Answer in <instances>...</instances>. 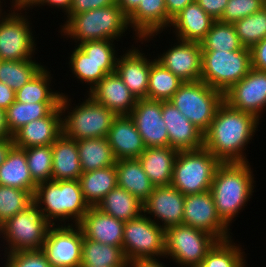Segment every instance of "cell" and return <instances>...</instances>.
Wrapping results in <instances>:
<instances>
[{"label": "cell", "mask_w": 266, "mask_h": 267, "mask_svg": "<svg viewBox=\"0 0 266 267\" xmlns=\"http://www.w3.org/2000/svg\"><path fill=\"white\" fill-rule=\"evenodd\" d=\"M261 122L253 114L231 108L223 101L204 133L203 147L221 163L249 162L246 150L260 131Z\"/></svg>", "instance_id": "1"}, {"label": "cell", "mask_w": 266, "mask_h": 267, "mask_svg": "<svg viewBox=\"0 0 266 267\" xmlns=\"http://www.w3.org/2000/svg\"><path fill=\"white\" fill-rule=\"evenodd\" d=\"M252 168L250 162H229L221 163L215 171L210 191L219 217L230 228L256 192Z\"/></svg>", "instance_id": "2"}, {"label": "cell", "mask_w": 266, "mask_h": 267, "mask_svg": "<svg viewBox=\"0 0 266 267\" xmlns=\"http://www.w3.org/2000/svg\"><path fill=\"white\" fill-rule=\"evenodd\" d=\"M130 31L133 34L132 43L139 42L140 39L130 30L128 17L117 2L108 7L73 15L60 29L58 28L60 39H70L69 43L72 42L74 45L93 40H116L118 43L127 33L128 36Z\"/></svg>", "instance_id": "3"}, {"label": "cell", "mask_w": 266, "mask_h": 267, "mask_svg": "<svg viewBox=\"0 0 266 267\" xmlns=\"http://www.w3.org/2000/svg\"><path fill=\"white\" fill-rule=\"evenodd\" d=\"M33 202L51 225L79 224L90 208L79 180L41 182L36 186Z\"/></svg>", "instance_id": "4"}, {"label": "cell", "mask_w": 266, "mask_h": 267, "mask_svg": "<svg viewBox=\"0 0 266 267\" xmlns=\"http://www.w3.org/2000/svg\"><path fill=\"white\" fill-rule=\"evenodd\" d=\"M73 102L70 94L64 91L60 100L62 134L74 140L107 137L117 115L86 93L82 102Z\"/></svg>", "instance_id": "5"}, {"label": "cell", "mask_w": 266, "mask_h": 267, "mask_svg": "<svg viewBox=\"0 0 266 267\" xmlns=\"http://www.w3.org/2000/svg\"><path fill=\"white\" fill-rule=\"evenodd\" d=\"M115 44V40L85 41L75 45L70 55L67 53L70 77L82 86L85 84L86 94L107 74L115 72L117 58L122 53L118 43Z\"/></svg>", "instance_id": "6"}, {"label": "cell", "mask_w": 266, "mask_h": 267, "mask_svg": "<svg viewBox=\"0 0 266 267\" xmlns=\"http://www.w3.org/2000/svg\"><path fill=\"white\" fill-rule=\"evenodd\" d=\"M9 4L8 9L0 10V60L38 59L35 54L39 37L35 38L29 10L21 3Z\"/></svg>", "instance_id": "7"}, {"label": "cell", "mask_w": 266, "mask_h": 267, "mask_svg": "<svg viewBox=\"0 0 266 267\" xmlns=\"http://www.w3.org/2000/svg\"><path fill=\"white\" fill-rule=\"evenodd\" d=\"M51 224L32 202L0 225V254L40 250ZM4 246V247H2Z\"/></svg>", "instance_id": "8"}, {"label": "cell", "mask_w": 266, "mask_h": 267, "mask_svg": "<svg viewBox=\"0 0 266 267\" xmlns=\"http://www.w3.org/2000/svg\"><path fill=\"white\" fill-rule=\"evenodd\" d=\"M221 162L204 147L179 151L174 162L171 184L184 195L209 191Z\"/></svg>", "instance_id": "9"}, {"label": "cell", "mask_w": 266, "mask_h": 267, "mask_svg": "<svg viewBox=\"0 0 266 267\" xmlns=\"http://www.w3.org/2000/svg\"><path fill=\"white\" fill-rule=\"evenodd\" d=\"M251 51H202L201 81L225 93L251 69Z\"/></svg>", "instance_id": "10"}, {"label": "cell", "mask_w": 266, "mask_h": 267, "mask_svg": "<svg viewBox=\"0 0 266 267\" xmlns=\"http://www.w3.org/2000/svg\"><path fill=\"white\" fill-rule=\"evenodd\" d=\"M169 101L205 133L224 101V94L201 80L184 82Z\"/></svg>", "instance_id": "11"}, {"label": "cell", "mask_w": 266, "mask_h": 267, "mask_svg": "<svg viewBox=\"0 0 266 267\" xmlns=\"http://www.w3.org/2000/svg\"><path fill=\"white\" fill-rule=\"evenodd\" d=\"M219 240L211 234L187 225L165 230V258L178 267H192L202 263ZM177 263V264H175Z\"/></svg>", "instance_id": "12"}, {"label": "cell", "mask_w": 266, "mask_h": 267, "mask_svg": "<svg viewBox=\"0 0 266 267\" xmlns=\"http://www.w3.org/2000/svg\"><path fill=\"white\" fill-rule=\"evenodd\" d=\"M122 251L128 262L162 259L165 256V230L143 213L125 222Z\"/></svg>", "instance_id": "13"}, {"label": "cell", "mask_w": 266, "mask_h": 267, "mask_svg": "<svg viewBox=\"0 0 266 267\" xmlns=\"http://www.w3.org/2000/svg\"><path fill=\"white\" fill-rule=\"evenodd\" d=\"M83 240L78 224L51 225L41 250L52 267H79Z\"/></svg>", "instance_id": "14"}, {"label": "cell", "mask_w": 266, "mask_h": 267, "mask_svg": "<svg viewBox=\"0 0 266 267\" xmlns=\"http://www.w3.org/2000/svg\"><path fill=\"white\" fill-rule=\"evenodd\" d=\"M182 224L207 232L219 241L233 238L232 229L218 215L210 190L185 195Z\"/></svg>", "instance_id": "15"}, {"label": "cell", "mask_w": 266, "mask_h": 267, "mask_svg": "<svg viewBox=\"0 0 266 267\" xmlns=\"http://www.w3.org/2000/svg\"><path fill=\"white\" fill-rule=\"evenodd\" d=\"M166 45V50L160 54H153L156 60L165 68L179 77L183 82L201 80L202 71V47L199 42L183 41L177 38Z\"/></svg>", "instance_id": "16"}, {"label": "cell", "mask_w": 266, "mask_h": 267, "mask_svg": "<svg viewBox=\"0 0 266 267\" xmlns=\"http://www.w3.org/2000/svg\"><path fill=\"white\" fill-rule=\"evenodd\" d=\"M224 102L262 121L266 111V71L251 68L243 79L224 93Z\"/></svg>", "instance_id": "17"}, {"label": "cell", "mask_w": 266, "mask_h": 267, "mask_svg": "<svg viewBox=\"0 0 266 267\" xmlns=\"http://www.w3.org/2000/svg\"><path fill=\"white\" fill-rule=\"evenodd\" d=\"M140 45L148 46L140 40L135 45L124 47L122 54L117 58L115 70L137 100L147 99L151 58V55L148 53L146 55Z\"/></svg>", "instance_id": "18"}, {"label": "cell", "mask_w": 266, "mask_h": 267, "mask_svg": "<svg viewBox=\"0 0 266 267\" xmlns=\"http://www.w3.org/2000/svg\"><path fill=\"white\" fill-rule=\"evenodd\" d=\"M184 198L185 195L172 185L154 186L150 196L143 202V213L164 230L180 225Z\"/></svg>", "instance_id": "19"}, {"label": "cell", "mask_w": 266, "mask_h": 267, "mask_svg": "<svg viewBox=\"0 0 266 267\" xmlns=\"http://www.w3.org/2000/svg\"><path fill=\"white\" fill-rule=\"evenodd\" d=\"M135 122L145 148L169 146V136L162 119V101L138 99L129 115Z\"/></svg>", "instance_id": "20"}, {"label": "cell", "mask_w": 266, "mask_h": 267, "mask_svg": "<svg viewBox=\"0 0 266 267\" xmlns=\"http://www.w3.org/2000/svg\"><path fill=\"white\" fill-rule=\"evenodd\" d=\"M172 19L167 15L165 0H142L138 8L128 17L132 32L145 43L158 41L169 29ZM156 38V39H155Z\"/></svg>", "instance_id": "21"}, {"label": "cell", "mask_w": 266, "mask_h": 267, "mask_svg": "<svg viewBox=\"0 0 266 267\" xmlns=\"http://www.w3.org/2000/svg\"><path fill=\"white\" fill-rule=\"evenodd\" d=\"M162 119L169 136V146L178 151L203 148L204 133L190 122L170 101H162Z\"/></svg>", "instance_id": "22"}, {"label": "cell", "mask_w": 266, "mask_h": 267, "mask_svg": "<svg viewBox=\"0 0 266 267\" xmlns=\"http://www.w3.org/2000/svg\"><path fill=\"white\" fill-rule=\"evenodd\" d=\"M88 95L98 104L104 105L117 116L130 115L137 99L115 72L107 74Z\"/></svg>", "instance_id": "23"}, {"label": "cell", "mask_w": 266, "mask_h": 267, "mask_svg": "<svg viewBox=\"0 0 266 267\" xmlns=\"http://www.w3.org/2000/svg\"><path fill=\"white\" fill-rule=\"evenodd\" d=\"M62 134L60 105L48 116L24 125L13 134L14 146L21 149L52 145Z\"/></svg>", "instance_id": "24"}, {"label": "cell", "mask_w": 266, "mask_h": 267, "mask_svg": "<svg viewBox=\"0 0 266 267\" xmlns=\"http://www.w3.org/2000/svg\"><path fill=\"white\" fill-rule=\"evenodd\" d=\"M124 224L125 222L100 211L98 208L90 207L78 225L85 238L122 247Z\"/></svg>", "instance_id": "25"}, {"label": "cell", "mask_w": 266, "mask_h": 267, "mask_svg": "<svg viewBox=\"0 0 266 267\" xmlns=\"http://www.w3.org/2000/svg\"><path fill=\"white\" fill-rule=\"evenodd\" d=\"M214 19L194 1L172 18L166 33L183 41L201 42L210 30ZM172 27V28H171ZM172 31V32H171Z\"/></svg>", "instance_id": "26"}, {"label": "cell", "mask_w": 266, "mask_h": 267, "mask_svg": "<svg viewBox=\"0 0 266 267\" xmlns=\"http://www.w3.org/2000/svg\"><path fill=\"white\" fill-rule=\"evenodd\" d=\"M106 138L116 160L138 158L145 150L142 137L129 115L117 116Z\"/></svg>", "instance_id": "27"}, {"label": "cell", "mask_w": 266, "mask_h": 267, "mask_svg": "<svg viewBox=\"0 0 266 267\" xmlns=\"http://www.w3.org/2000/svg\"><path fill=\"white\" fill-rule=\"evenodd\" d=\"M82 173L77 141L61 134L52 144L51 180H79Z\"/></svg>", "instance_id": "28"}, {"label": "cell", "mask_w": 266, "mask_h": 267, "mask_svg": "<svg viewBox=\"0 0 266 267\" xmlns=\"http://www.w3.org/2000/svg\"><path fill=\"white\" fill-rule=\"evenodd\" d=\"M178 150L167 147L145 148L138 157L143 170L154 186H169Z\"/></svg>", "instance_id": "29"}, {"label": "cell", "mask_w": 266, "mask_h": 267, "mask_svg": "<svg viewBox=\"0 0 266 267\" xmlns=\"http://www.w3.org/2000/svg\"><path fill=\"white\" fill-rule=\"evenodd\" d=\"M0 185L34 194L37 183L30 174L24 149L16 146L10 149L6 160L0 166Z\"/></svg>", "instance_id": "30"}, {"label": "cell", "mask_w": 266, "mask_h": 267, "mask_svg": "<svg viewBox=\"0 0 266 267\" xmlns=\"http://www.w3.org/2000/svg\"><path fill=\"white\" fill-rule=\"evenodd\" d=\"M116 173L118 186L141 202H144L154 189L138 158L117 160Z\"/></svg>", "instance_id": "31"}, {"label": "cell", "mask_w": 266, "mask_h": 267, "mask_svg": "<svg viewBox=\"0 0 266 267\" xmlns=\"http://www.w3.org/2000/svg\"><path fill=\"white\" fill-rule=\"evenodd\" d=\"M53 75L45 65L28 83L15 92V100L21 103H60L63 91L54 89Z\"/></svg>", "instance_id": "32"}, {"label": "cell", "mask_w": 266, "mask_h": 267, "mask_svg": "<svg viewBox=\"0 0 266 267\" xmlns=\"http://www.w3.org/2000/svg\"><path fill=\"white\" fill-rule=\"evenodd\" d=\"M79 181L85 202L89 207H96L108 192L118 185L116 164L103 169L83 172Z\"/></svg>", "instance_id": "33"}, {"label": "cell", "mask_w": 266, "mask_h": 267, "mask_svg": "<svg viewBox=\"0 0 266 267\" xmlns=\"http://www.w3.org/2000/svg\"><path fill=\"white\" fill-rule=\"evenodd\" d=\"M96 208L123 222L143 214V202L118 185L108 192Z\"/></svg>", "instance_id": "34"}, {"label": "cell", "mask_w": 266, "mask_h": 267, "mask_svg": "<svg viewBox=\"0 0 266 267\" xmlns=\"http://www.w3.org/2000/svg\"><path fill=\"white\" fill-rule=\"evenodd\" d=\"M83 172L103 169L116 164V158L106 137L76 140Z\"/></svg>", "instance_id": "35"}, {"label": "cell", "mask_w": 266, "mask_h": 267, "mask_svg": "<svg viewBox=\"0 0 266 267\" xmlns=\"http://www.w3.org/2000/svg\"><path fill=\"white\" fill-rule=\"evenodd\" d=\"M122 247L103 244L84 237L81 265L101 267H127Z\"/></svg>", "instance_id": "36"}, {"label": "cell", "mask_w": 266, "mask_h": 267, "mask_svg": "<svg viewBox=\"0 0 266 267\" xmlns=\"http://www.w3.org/2000/svg\"><path fill=\"white\" fill-rule=\"evenodd\" d=\"M183 83L179 77L151 56L147 99L169 101Z\"/></svg>", "instance_id": "37"}, {"label": "cell", "mask_w": 266, "mask_h": 267, "mask_svg": "<svg viewBox=\"0 0 266 267\" xmlns=\"http://www.w3.org/2000/svg\"><path fill=\"white\" fill-rule=\"evenodd\" d=\"M44 66L36 59L0 60V81L17 92Z\"/></svg>", "instance_id": "38"}, {"label": "cell", "mask_w": 266, "mask_h": 267, "mask_svg": "<svg viewBox=\"0 0 266 267\" xmlns=\"http://www.w3.org/2000/svg\"><path fill=\"white\" fill-rule=\"evenodd\" d=\"M231 238L218 241L203 259L206 267H249L244 245ZM243 247V248H242Z\"/></svg>", "instance_id": "39"}, {"label": "cell", "mask_w": 266, "mask_h": 267, "mask_svg": "<svg viewBox=\"0 0 266 267\" xmlns=\"http://www.w3.org/2000/svg\"><path fill=\"white\" fill-rule=\"evenodd\" d=\"M60 103H21L14 101L6 109L8 129L13 135L33 120L48 116Z\"/></svg>", "instance_id": "40"}, {"label": "cell", "mask_w": 266, "mask_h": 267, "mask_svg": "<svg viewBox=\"0 0 266 267\" xmlns=\"http://www.w3.org/2000/svg\"><path fill=\"white\" fill-rule=\"evenodd\" d=\"M200 44L202 51H237L243 47L234 24L219 20L214 21Z\"/></svg>", "instance_id": "41"}, {"label": "cell", "mask_w": 266, "mask_h": 267, "mask_svg": "<svg viewBox=\"0 0 266 267\" xmlns=\"http://www.w3.org/2000/svg\"><path fill=\"white\" fill-rule=\"evenodd\" d=\"M238 38L243 47L251 49L266 38V10L262 8L234 23Z\"/></svg>", "instance_id": "42"}, {"label": "cell", "mask_w": 266, "mask_h": 267, "mask_svg": "<svg viewBox=\"0 0 266 267\" xmlns=\"http://www.w3.org/2000/svg\"><path fill=\"white\" fill-rule=\"evenodd\" d=\"M28 168L33 180L39 184L52 179V145L25 148Z\"/></svg>", "instance_id": "43"}, {"label": "cell", "mask_w": 266, "mask_h": 267, "mask_svg": "<svg viewBox=\"0 0 266 267\" xmlns=\"http://www.w3.org/2000/svg\"><path fill=\"white\" fill-rule=\"evenodd\" d=\"M32 202L33 195L30 192L0 185V225Z\"/></svg>", "instance_id": "44"}, {"label": "cell", "mask_w": 266, "mask_h": 267, "mask_svg": "<svg viewBox=\"0 0 266 267\" xmlns=\"http://www.w3.org/2000/svg\"><path fill=\"white\" fill-rule=\"evenodd\" d=\"M2 255L0 267H52L41 249L0 254V257Z\"/></svg>", "instance_id": "45"}, {"label": "cell", "mask_w": 266, "mask_h": 267, "mask_svg": "<svg viewBox=\"0 0 266 267\" xmlns=\"http://www.w3.org/2000/svg\"><path fill=\"white\" fill-rule=\"evenodd\" d=\"M263 6L262 0H228L219 21L234 24L236 21L260 11Z\"/></svg>", "instance_id": "46"}, {"label": "cell", "mask_w": 266, "mask_h": 267, "mask_svg": "<svg viewBox=\"0 0 266 267\" xmlns=\"http://www.w3.org/2000/svg\"><path fill=\"white\" fill-rule=\"evenodd\" d=\"M116 3V0H72L70 11L63 17V23L59 27L61 28L73 15L88 12L93 9L101 7H108Z\"/></svg>", "instance_id": "47"}, {"label": "cell", "mask_w": 266, "mask_h": 267, "mask_svg": "<svg viewBox=\"0 0 266 267\" xmlns=\"http://www.w3.org/2000/svg\"><path fill=\"white\" fill-rule=\"evenodd\" d=\"M21 4L28 10L36 8L43 9L44 6L51 7L64 13V16L70 11L72 0H23Z\"/></svg>", "instance_id": "48"}, {"label": "cell", "mask_w": 266, "mask_h": 267, "mask_svg": "<svg viewBox=\"0 0 266 267\" xmlns=\"http://www.w3.org/2000/svg\"><path fill=\"white\" fill-rule=\"evenodd\" d=\"M250 51L251 67L259 71H266V38L254 45Z\"/></svg>", "instance_id": "49"}, {"label": "cell", "mask_w": 266, "mask_h": 267, "mask_svg": "<svg viewBox=\"0 0 266 267\" xmlns=\"http://www.w3.org/2000/svg\"><path fill=\"white\" fill-rule=\"evenodd\" d=\"M199 6L214 20H219L225 10L228 0H195Z\"/></svg>", "instance_id": "50"}, {"label": "cell", "mask_w": 266, "mask_h": 267, "mask_svg": "<svg viewBox=\"0 0 266 267\" xmlns=\"http://www.w3.org/2000/svg\"><path fill=\"white\" fill-rule=\"evenodd\" d=\"M15 101V91L0 81V108L6 110Z\"/></svg>", "instance_id": "51"}, {"label": "cell", "mask_w": 266, "mask_h": 267, "mask_svg": "<svg viewBox=\"0 0 266 267\" xmlns=\"http://www.w3.org/2000/svg\"><path fill=\"white\" fill-rule=\"evenodd\" d=\"M195 0H165L167 15L172 19Z\"/></svg>", "instance_id": "52"}, {"label": "cell", "mask_w": 266, "mask_h": 267, "mask_svg": "<svg viewBox=\"0 0 266 267\" xmlns=\"http://www.w3.org/2000/svg\"><path fill=\"white\" fill-rule=\"evenodd\" d=\"M164 259L166 258H162L163 262L160 260V258L132 260L127 262V267H166Z\"/></svg>", "instance_id": "53"}, {"label": "cell", "mask_w": 266, "mask_h": 267, "mask_svg": "<svg viewBox=\"0 0 266 267\" xmlns=\"http://www.w3.org/2000/svg\"><path fill=\"white\" fill-rule=\"evenodd\" d=\"M142 0H116L124 14L129 17L139 6Z\"/></svg>", "instance_id": "54"}, {"label": "cell", "mask_w": 266, "mask_h": 267, "mask_svg": "<svg viewBox=\"0 0 266 267\" xmlns=\"http://www.w3.org/2000/svg\"><path fill=\"white\" fill-rule=\"evenodd\" d=\"M13 146V138L0 139V166L6 160V157Z\"/></svg>", "instance_id": "55"}, {"label": "cell", "mask_w": 266, "mask_h": 267, "mask_svg": "<svg viewBox=\"0 0 266 267\" xmlns=\"http://www.w3.org/2000/svg\"><path fill=\"white\" fill-rule=\"evenodd\" d=\"M7 124L6 110L0 108V139L12 138Z\"/></svg>", "instance_id": "56"}, {"label": "cell", "mask_w": 266, "mask_h": 267, "mask_svg": "<svg viewBox=\"0 0 266 267\" xmlns=\"http://www.w3.org/2000/svg\"><path fill=\"white\" fill-rule=\"evenodd\" d=\"M4 1V2H3ZM6 0H0V10L5 6V7H7V5H5L6 4ZM4 5V6H3Z\"/></svg>", "instance_id": "57"}, {"label": "cell", "mask_w": 266, "mask_h": 267, "mask_svg": "<svg viewBox=\"0 0 266 267\" xmlns=\"http://www.w3.org/2000/svg\"><path fill=\"white\" fill-rule=\"evenodd\" d=\"M10 2H13V3H21L23 0H8Z\"/></svg>", "instance_id": "58"}, {"label": "cell", "mask_w": 266, "mask_h": 267, "mask_svg": "<svg viewBox=\"0 0 266 267\" xmlns=\"http://www.w3.org/2000/svg\"><path fill=\"white\" fill-rule=\"evenodd\" d=\"M192 267H206L204 264L199 263L198 265L192 266Z\"/></svg>", "instance_id": "59"}, {"label": "cell", "mask_w": 266, "mask_h": 267, "mask_svg": "<svg viewBox=\"0 0 266 267\" xmlns=\"http://www.w3.org/2000/svg\"><path fill=\"white\" fill-rule=\"evenodd\" d=\"M79 267H101V266H87V265H80Z\"/></svg>", "instance_id": "60"}, {"label": "cell", "mask_w": 266, "mask_h": 267, "mask_svg": "<svg viewBox=\"0 0 266 267\" xmlns=\"http://www.w3.org/2000/svg\"><path fill=\"white\" fill-rule=\"evenodd\" d=\"M263 8L266 10V0L264 1V6Z\"/></svg>", "instance_id": "61"}]
</instances>
